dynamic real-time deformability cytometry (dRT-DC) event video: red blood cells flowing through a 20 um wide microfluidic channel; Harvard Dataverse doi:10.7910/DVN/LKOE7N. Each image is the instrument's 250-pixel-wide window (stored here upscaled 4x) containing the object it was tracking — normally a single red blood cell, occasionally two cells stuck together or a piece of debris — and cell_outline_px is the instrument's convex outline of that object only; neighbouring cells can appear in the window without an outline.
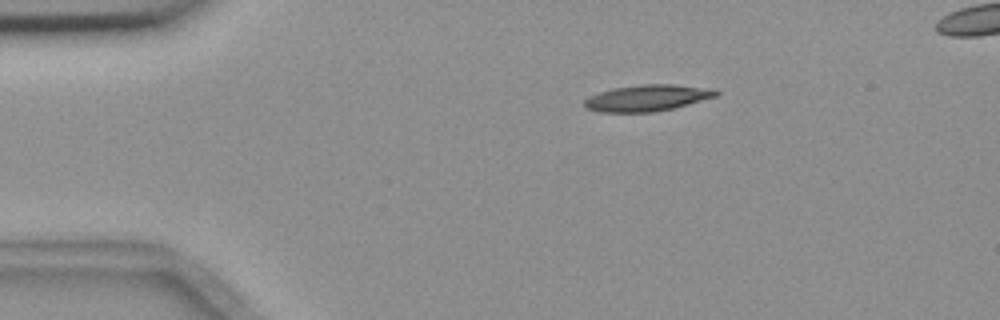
{"species": "common noctule bat (a hibernating species)", "species_latin": "Nyctalus noctula", "temperature_condition": "room temperature", "stored_images_in_passage": 5, "camera_frame_rate_fps": 3000, "um_per_image_px": 0.085, "animal": {"sex": "female", "body_mass_g": 18.4}, "frame": {"image": 1, "passage_image": 2, "time_ms": 1.333, "image_size_px": [1000, 320], "cell_outline_px": [[720, 92], [716, 96], [688, 104], [672, 108], [652, 112], [600, 112], [584, 108], [584, 100], [588, 96], [600, 92], [616, 88], [640, 84], [676, 84], [716, 88]], "centroid_in_image_um": [55.04, 8.31], "position_along_channel_um": 30.0, "area_um2": 20.29}}